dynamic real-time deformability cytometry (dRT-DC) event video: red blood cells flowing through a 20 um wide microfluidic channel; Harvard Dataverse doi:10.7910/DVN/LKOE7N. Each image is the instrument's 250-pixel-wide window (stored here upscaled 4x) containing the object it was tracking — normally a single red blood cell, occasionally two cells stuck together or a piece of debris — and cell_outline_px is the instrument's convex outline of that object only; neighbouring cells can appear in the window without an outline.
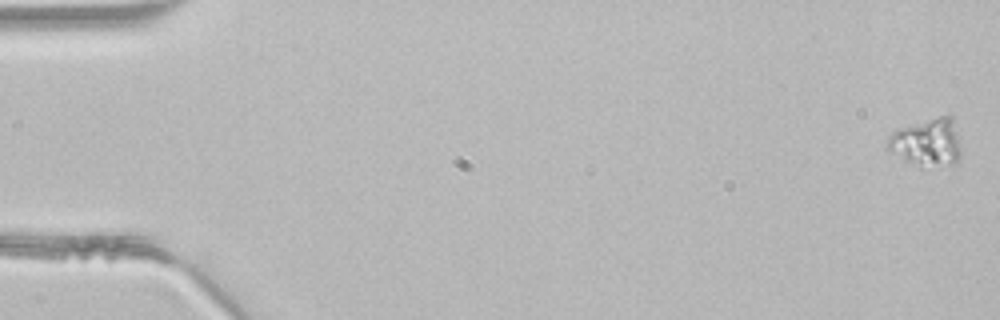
{"species": "common noctule bat (a hibernating species)", "species_latin": "Nyctalus noctula", "temperature_condition": "room temperature", "stored_images_in_passage": 47, "camera_frame_rate_fps": 3000, "um_per_image_px": 0.085, "animal": {"sex": "male", "body_mass_g": 21.5, "forearm_length_mm": 52.0}, "frame": {"image": 1, "passage_image": 1, "time_ms": 0.0, "image_size_px": [1000, 320], "cell_outline_px": [[956, 164], [920, 168], [904, 160], [888, 148], [884, 144], [888, 136], [892, 132], [900, 128], [940, 116], [952, 116], [956, 136]], "centroid_in_image_um": [78.7, 12.13], "position_along_channel_um": 6.3, "area_um2": 19.77}}
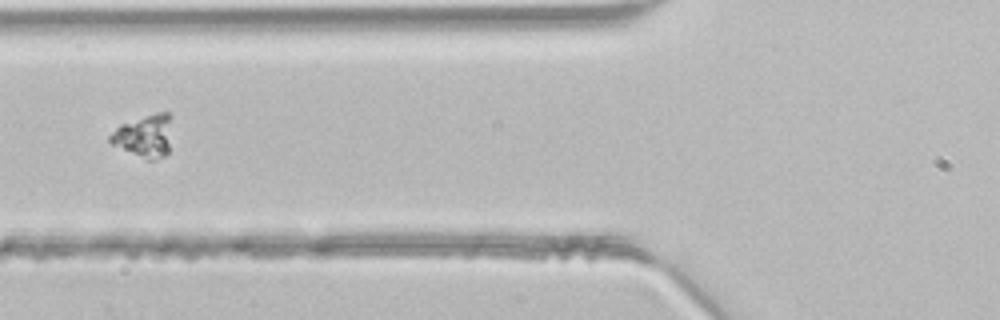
{"frame": {"image": 2, "passage_image": 19, "time_ms": 6.0, "image_size_px": [1000, 320], "cell_outline_px": [[172, 116], [168, 152], [164, 156], [152, 160], [148, 160], [112, 144], [108, 140], [108, 136], [120, 124], [156, 112], [168, 112]], "centroid_in_image_um": [12.29, 11.53], "position_along_channel_um": 113.5, "area_um2": 15.32}}
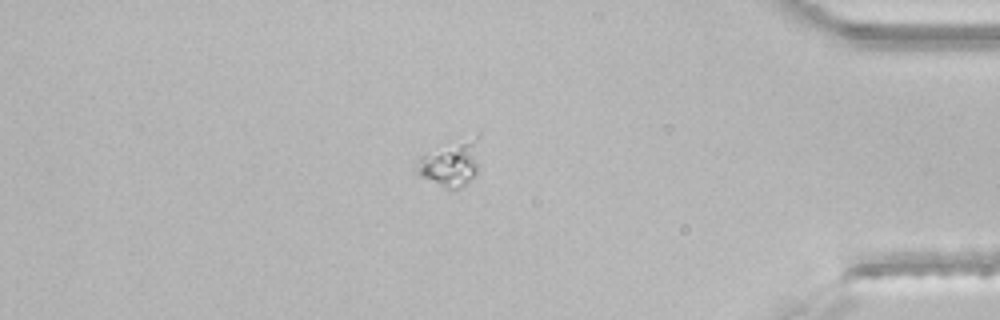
{"frame": {"image": 3, "passage_image": 41, "time_ms": 13.333, "image_size_px": [1000, 320], "cell_outline_px": [[480, 136], [476, 176], [460, 188], [448, 188], [420, 176], [412, 168], [416, 160], [420, 156], [480, 132]], "centroid_in_image_um": [38.33, 13.87], "position_along_channel_um": 396.9, "area_um2": 16.88}}